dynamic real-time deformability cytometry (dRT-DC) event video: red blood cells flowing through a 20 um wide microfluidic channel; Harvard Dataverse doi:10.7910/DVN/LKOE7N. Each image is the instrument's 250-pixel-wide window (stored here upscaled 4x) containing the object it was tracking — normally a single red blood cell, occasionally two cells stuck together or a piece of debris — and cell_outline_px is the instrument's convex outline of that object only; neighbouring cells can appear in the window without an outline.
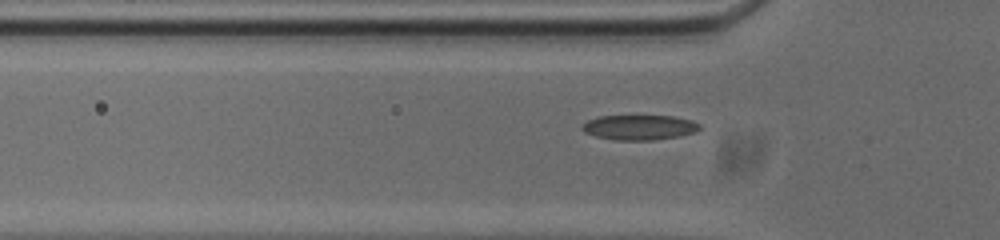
{"species": "common noctule bat (a hibernating species)", "species_latin": "Nyctalus noctula", "temperature_condition": "cold", "stored_images_in_passage": 36, "camera_frame_rate_fps": 3000, "um_per_image_px": 0.085, "animal": {"sex": "male", "body_mass_g": 20.0, "forearm_length_mm": 53.3}, "frame": {"image": 1, "passage_image": 9, "time_ms": 2.667, "image_size_px": [1000, 240], "cell_outline_px": [[700, 128], [696, 132], [680, 136], [652, 140], [616, 140], [596, 136], [584, 132], [580, 128], [580, 124], [588, 120], [600, 116], [672, 116], [692, 120], [700, 124]], "centroid_in_image_um": [54.33, 10.83], "position_along_channel_um": 71.5, "area_um2": 17.17}}
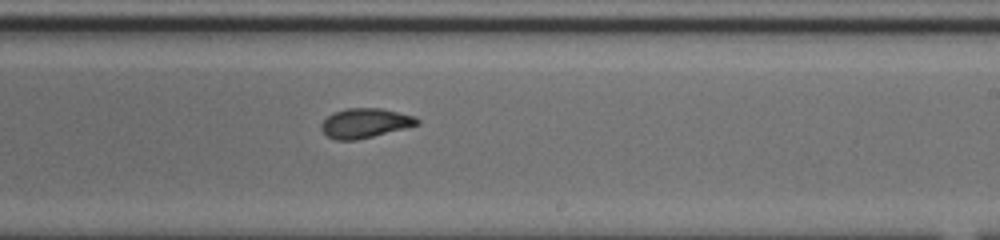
{"frame": {"image": 2, "passage_image": 24, "time_ms": 7.667, "image_size_px": [1000, 240], "cell_outline_px": [[420, 124], [356, 140], [336, 140], [328, 136], [320, 128], [320, 124], [332, 112], [344, 108], [380, 108], [416, 116], [420, 120]], "centroid_in_image_um": [31.02, 10.45], "position_along_channel_um": 258.0, "area_um2": 16.47}}
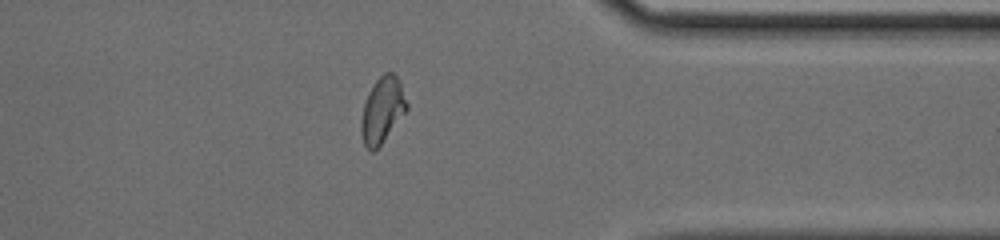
{"frame": {"image": 3, "passage_image": 35, "time_ms": 11.333, "image_size_px": [1000, 240], "cell_outline_px": [[408, 108], [380, 144], [372, 152], [364, 144], [360, 132], [360, 120], [364, 104], [368, 92], [376, 80], [384, 72], [392, 72], [396, 76], [400, 84], [408, 104]], "centroid_in_image_um": [32.47, 9.34], "position_along_channel_um": 378.9, "area_um2": 17.11}}